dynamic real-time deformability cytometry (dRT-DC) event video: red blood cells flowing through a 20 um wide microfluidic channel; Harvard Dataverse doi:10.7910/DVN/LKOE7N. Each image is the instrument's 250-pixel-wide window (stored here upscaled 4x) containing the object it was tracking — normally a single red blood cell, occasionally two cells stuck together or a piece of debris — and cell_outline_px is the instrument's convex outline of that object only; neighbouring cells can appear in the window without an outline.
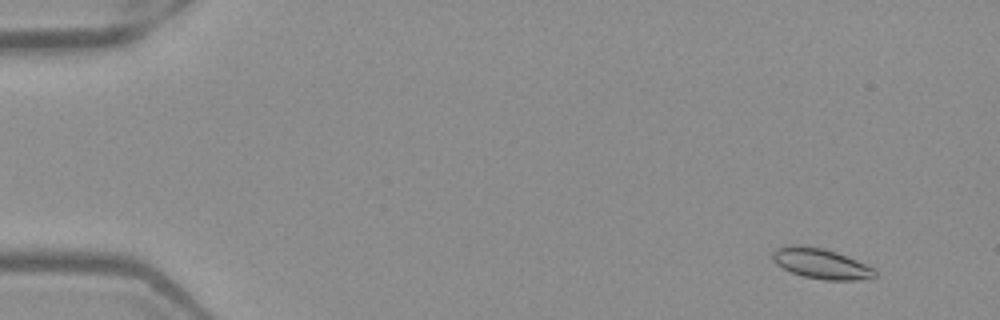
{"species": "Egyptian fruit bat (a non-hibernating species)", "species_latin": "Rousettus aegyptiacus", "temperature_condition": "warm", "stored_images_in_passage": 53, "camera_frame_rate_fps": 3000, "um_per_image_px": 0.085, "frame": {"image": 1, "passage_image": 5, "time_ms": 1.333, "image_size_px": [1000, 320], "cell_outline_px": [[876, 276], [872, 280], [824, 280], [804, 276], [792, 272], [776, 264], [772, 260], [772, 252], [776, 248], [788, 244], [804, 244], [824, 248], [836, 252], [856, 260], [872, 268], [876, 272]], "centroid_in_image_um": [69.77, 22.39], "position_along_channel_um": 15.2, "area_um2": 18.32}}
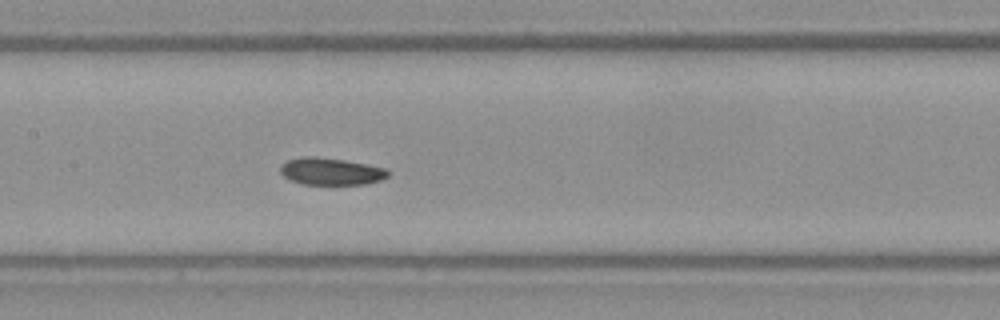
{"frame": {"image": 2, "passage_image": 27, "time_ms": 8.667, "image_size_px": [1000, 320], "cell_outline_px": [[392, 172], [388, 176], [380, 180], [364, 184], [304, 184], [292, 180], [284, 176], [280, 172], [280, 164], [288, 160], [304, 156], [316, 156], [344, 160], [388, 168]], "centroid_in_image_um": [28.16, 14.56], "position_along_channel_um": 179.2, "area_um2": 17.05}}
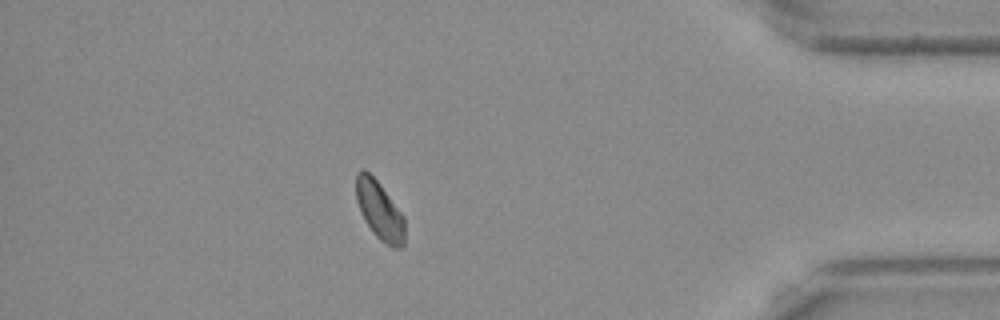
{"frame": {"image": 3, "passage_image": 47, "time_ms": 15.333, "image_size_px": [1000, 320], "cell_outline_px": [[404, 244], [400, 248], [392, 248], [380, 240], [376, 236], [364, 220], [360, 212], [356, 200], [356, 172], [360, 168], [364, 168], [380, 184], [404, 216]], "centroid_in_image_um": [32.24, 17.88], "position_along_channel_um": 403.0, "area_um2": 16.65}, "authors_computed_cell_mechanics": {"area_um2": 17.34, "velocity_mm_per_s": 3.954, "shape_relaxation_time_tau1_ms": 4.1673, "shape_relaxation_time_tau2_ms": 2.9084, "deformation_change_tau1": 0.0921, "deformation_change_tau2": 0.064}}